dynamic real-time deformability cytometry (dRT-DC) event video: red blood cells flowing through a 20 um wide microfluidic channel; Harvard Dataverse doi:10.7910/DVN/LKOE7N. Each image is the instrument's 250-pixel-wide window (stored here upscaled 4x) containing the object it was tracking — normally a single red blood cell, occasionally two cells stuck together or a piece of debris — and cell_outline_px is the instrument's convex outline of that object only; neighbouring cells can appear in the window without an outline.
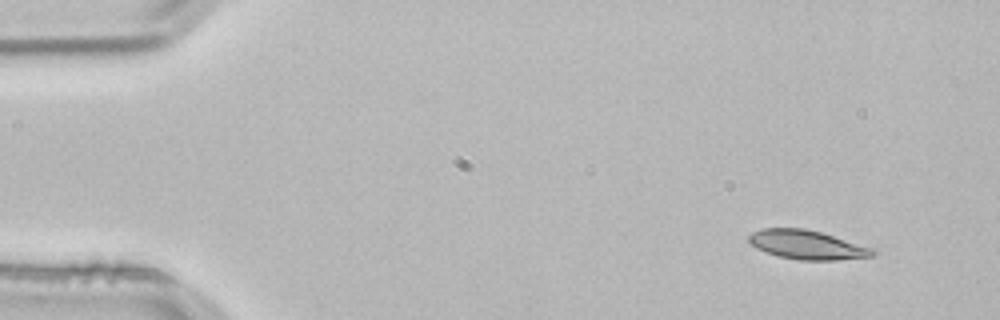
{"species": "common noctule bat (a hibernating species)", "species_latin": "Nyctalus noctula", "temperature_condition": "room temperature", "stored_images_in_passage": 3, "camera_frame_rate_fps": 3000, "um_per_image_px": 0.085, "animal": {"sex": "male", "body_mass_g": 21.5, "forearm_length_mm": 52.0}, "frame": {"image": 1, "passage_image": 1, "time_ms": 0.0, "image_size_px": [1000, 320], "cell_outline_px": [[876, 256], [836, 260], [800, 260], [776, 256], [756, 248], [748, 240], [748, 236], [752, 232], [760, 228], [804, 228], [820, 232], [876, 248]], "centroid_in_image_um": [68.63, 20.81], "position_along_channel_um": 16.4, "area_um2": 21.21}}
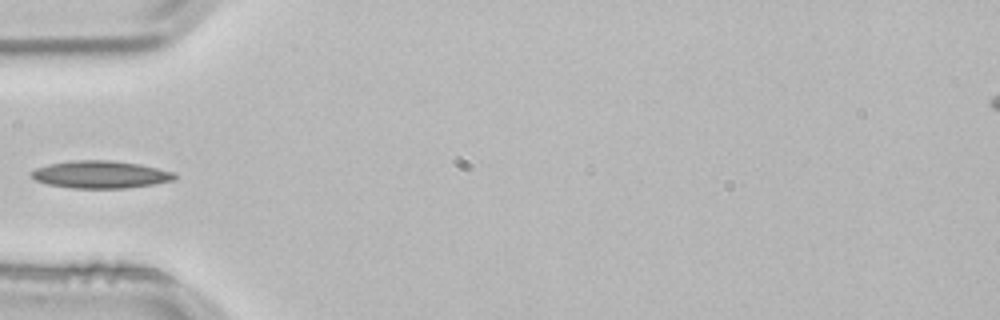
{"frame": {"image": 2, "passage_image": 3, "time_ms": 0.667, "image_size_px": [1000, 320], "cell_outline_px": [[176, 180], [152, 184], [124, 188], [72, 188], [48, 184], [36, 180], [28, 172], [36, 168], [48, 164], [72, 160], [112, 160], [140, 164], [176, 172]], "centroid_in_image_um": [8.55, 14.82], "position_along_channel_um": 76.4, "area_um2": 23.0}}